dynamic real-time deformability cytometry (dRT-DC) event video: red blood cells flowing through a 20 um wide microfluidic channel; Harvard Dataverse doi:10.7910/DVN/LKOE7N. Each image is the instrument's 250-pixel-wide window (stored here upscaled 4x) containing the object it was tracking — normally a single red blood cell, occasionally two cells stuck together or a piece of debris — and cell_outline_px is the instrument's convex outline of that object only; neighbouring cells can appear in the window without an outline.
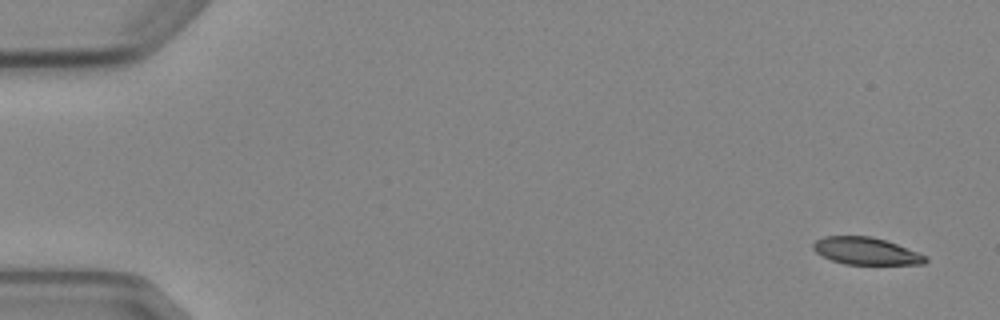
{"species": "Egyptian fruit bat (a non-hibernating species)", "species_latin": "Rousettus aegyptiacus", "temperature_condition": "cold", "stored_images_in_passage": 5, "camera_frame_rate_fps": 3000, "um_per_image_px": 0.085, "animal": {"sex": "female"}, "frame": {"image": 1, "passage_image": 1, "time_ms": 0.0, "image_size_px": [1000, 320], "cell_outline_px": [[928, 260], [924, 264], [844, 264], [832, 260], [816, 252], [812, 248], [812, 244], [816, 240], [824, 236], [872, 236], [896, 244], [928, 256]], "centroid_in_image_um": [73.61, 21.34], "position_along_channel_um": 11.4, "area_um2": 17.69}}
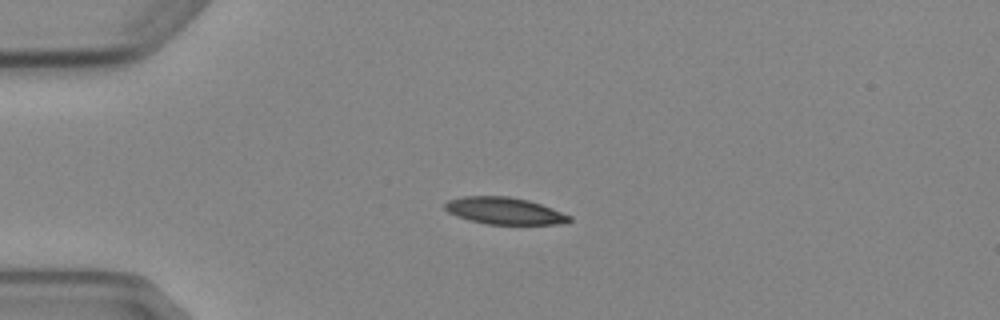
{"frame": {"image": 2, "passage_image": 4, "time_ms": 3.667, "image_size_px": [1000, 320], "cell_outline_px": [[572, 220], [568, 224], [488, 224], [468, 220], [456, 216], [448, 212], [444, 208], [444, 204], [448, 200], [464, 196], [508, 196], [528, 200], [552, 208], [572, 216]], "centroid_in_image_um": [42.89, 17.92], "position_along_channel_um": 42.1, "area_um2": 19.65}}